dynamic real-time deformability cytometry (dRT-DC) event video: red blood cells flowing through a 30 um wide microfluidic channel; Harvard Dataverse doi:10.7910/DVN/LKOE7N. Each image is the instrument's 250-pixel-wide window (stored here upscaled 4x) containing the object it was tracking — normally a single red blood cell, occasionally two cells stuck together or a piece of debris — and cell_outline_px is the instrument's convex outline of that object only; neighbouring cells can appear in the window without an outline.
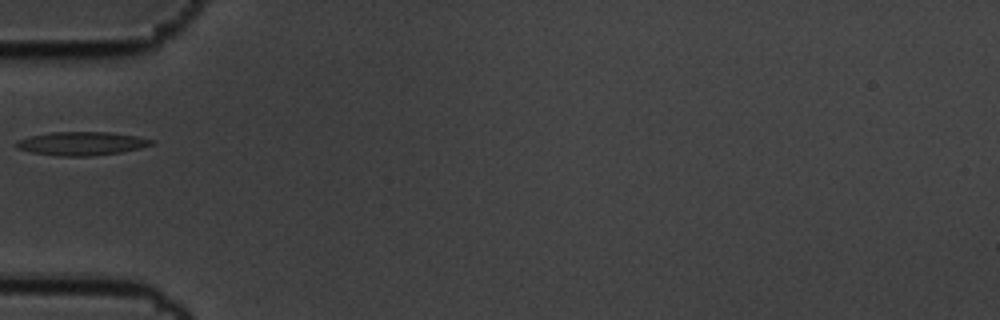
{"species": "common noctule bat (a hibernating species)", "species_latin": "Nyctalus noctula", "temperature_condition": "cold", "stored_images_in_passage": 1, "camera_frame_rate_fps": 3000, "um_per_image_px": 0.085, "animal": {"sex": "male", "body_mass_g": 19.5, "forearm_length_mm": 54.6}, "frame": {"image": 1, "passage_image": 1, "time_ms": 0.0, "image_size_px": [1000, 320], "cell_outline_px": [[156, 144], [140, 148], [120, 152], [88, 156], [56, 156], [32, 152], [16, 148], [12, 144], [20, 140], [32, 136], [52, 132], [112, 132], [136, 136], [156, 140]], "centroid_in_image_um": [6.97, 12.2], "position_along_channel_um": 78.0, "area_um2": 18.55}}